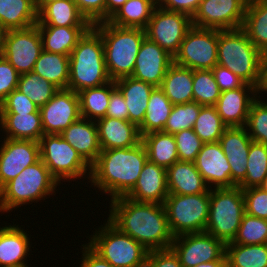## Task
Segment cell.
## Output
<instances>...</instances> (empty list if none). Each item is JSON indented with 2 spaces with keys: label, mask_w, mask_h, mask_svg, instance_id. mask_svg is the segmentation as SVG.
<instances>
[{
  "label": "cell",
  "mask_w": 267,
  "mask_h": 267,
  "mask_svg": "<svg viewBox=\"0 0 267 267\" xmlns=\"http://www.w3.org/2000/svg\"><path fill=\"white\" fill-rule=\"evenodd\" d=\"M218 65L229 69L243 81L259 87L266 57L240 28L219 30Z\"/></svg>",
  "instance_id": "5b68a950"
},
{
  "label": "cell",
  "mask_w": 267,
  "mask_h": 267,
  "mask_svg": "<svg viewBox=\"0 0 267 267\" xmlns=\"http://www.w3.org/2000/svg\"><path fill=\"white\" fill-rule=\"evenodd\" d=\"M195 267H227V261H212L207 263H201Z\"/></svg>",
  "instance_id": "94428289"
},
{
  "label": "cell",
  "mask_w": 267,
  "mask_h": 267,
  "mask_svg": "<svg viewBox=\"0 0 267 267\" xmlns=\"http://www.w3.org/2000/svg\"><path fill=\"white\" fill-rule=\"evenodd\" d=\"M227 267H267V244H226Z\"/></svg>",
  "instance_id": "f35d334b"
},
{
  "label": "cell",
  "mask_w": 267,
  "mask_h": 267,
  "mask_svg": "<svg viewBox=\"0 0 267 267\" xmlns=\"http://www.w3.org/2000/svg\"><path fill=\"white\" fill-rule=\"evenodd\" d=\"M168 195L166 169L147 160L136 184L125 197L137 202L164 204Z\"/></svg>",
  "instance_id": "7402d4cb"
},
{
  "label": "cell",
  "mask_w": 267,
  "mask_h": 267,
  "mask_svg": "<svg viewBox=\"0 0 267 267\" xmlns=\"http://www.w3.org/2000/svg\"><path fill=\"white\" fill-rule=\"evenodd\" d=\"M0 130L4 138L39 142L44 135L40 112L0 114Z\"/></svg>",
  "instance_id": "f1b7e54d"
},
{
  "label": "cell",
  "mask_w": 267,
  "mask_h": 267,
  "mask_svg": "<svg viewBox=\"0 0 267 267\" xmlns=\"http://www.w3.org/2000/svg\"><path fill=\"white\" fill-rule=\"evenodd\" d=\"M173 104L160 87H155L150 94L148 107L142 124L138 127L140 136L150 132L163 131Z\"/></svg>",
  "instance_id": "74e56055"
},
{
  "label": "cell",
  "mask_w": 267,
  "mask_h": 267,
  "mask_svg": "<svg viewBox=\"0 0 267 267\" xmlns=\"http://www.w3.org/2000/svg\"><path fill=\"white\" fill-rule=\"evenodd\" d=\"M235 244L259 245L267 244V219L244 214L234 240Z\"/></svg>",
  "instance_id": "ee69618b"
},
{
  "label": "cell",
  "mask_w": 267,
  "mask_h": 267,
  "mask_svg": "<svg viewBox=\"0 0 267 267\" xmlns=\"http://www.w3.org/2000/svg\"><path fill=\"white\" fill-rule=\"evenodd\" d=\"M89 28L38 26L43 50L68 56Z\"/></svg>",
  "instance_id": "1f68e13d"
},
{
  "label": "cell",
  "mask_w": 267,
  "mask_h": 267,
  "mask_svg": "<svg viewBox=\"0 0 267 267\" xmlns=\"http://www.w3.org/2000/svg\"><path fill=\"white\" fill-rule=\"evenodd\" d=\"M37 21L35 0H0V26L6 31L29 28Z\"/></svg>",
  "instance_id": "4dcf8cb0"
},
{
  "label": "cell",
  "mask_w": 267,
  "mask_h": 267,
  "mask_svg": "<svg viewBox=\"0 0 267 267\" xmlns=\"http://www.w3.org/2000/svg\"><path fill=\"white\" fill-rule=\"evenodd\" d=\"M200 2L201 0H157V6L168 11L183 12L192 17Z\"/></svg>",
  "instance_id": "9f6ffc18"
},
{
  "label": "cell",
  "mask_w": 267,
  "mask_h": 267,
  "mask_svg": "<svg viewBox=\"0 0 267 267\" xmlns=\"http://www.w3.org/2000/svg\"><path fill=\"white\" fill-rule=\"evenodd\" d=\"M114 82L125 99L128 120L139 127L145 118L149 97L155 87L133 77H124Z\"/></svg>",
  "instance_id": "83f0119b"
},
{
  "label": "cell",
  "mask_w": 267,
  "mask_h": 267,
  "mask_svg": "<svg viewBox=\"0 0 267 267\" xmlns=\"http://www.w3.org/2000/svg\"><path fill=\"white\" fill-rule=\"evenodd\" d=\"M93 234L88 245L114 267H145L148 250L131 236L121 232L108 219Z\"/></svg>",
  "instance_id": "52a82bcc"
},
{
  "label": "cell",
  "mask_w": 267,
  "mask_h": 267,
  "mask_svg": "<svg viewBox=\"0 0 267 267\" xmlns=\"http://www.w3.org/2000/svg\"><path fill=\"white\" fill-rule=\"evenodd\" d=\"M147 160L141 141L130 148L102 149L91 165L87 182L110 196V201L124 197L133 189Z\"/></svg>",
  "instance_id": "7a4b0ae2"
},
{
  "label": "cell",
  "mask_w": 267,
  "mask_h": 267,
  "mask_svg": "<svg viewBox=\"0 0 267 267\" xmlns=\"http://www.w3.org/2000/svg\"><path fill=\"white\" fill-rule=\"evenodd\" d=\"M57 186H60L59 182L40 159L0 189V212L4 215L25 204H35L50 198V195L55 196Z\"/></svg>",
  "instance_id": "8992f818"
},
{
  "label": "cell",
  "mask_w": 267,
  "mask_h": 267,
  "mask_svg": "<svg viewBox=\"0 0 267 267\" xmlns=\"http://www.w3.org/2000/svg\"><path fill=\"white\" fill-rule=\"evenodd\" d=\"M169 194L193 195L210 188L194 162L177 161L166 169Z\"/></svg>",
  "instance_id": "484cf974"
},
{
  "label": "cell",
  "mask_w": 267,
  "mask_h": 267,
  "mask_svg": "<svg viewBox=\"0 0 267 267\" xmlns=\"http://www.w3.org/2000/svg\"><path fill=\"white\" fill-rule=\"evenodd\" d=\"M105 117L128 120L127 105L122 93L117 87L111 92Z\"/></svg>",
  "instance_id": "11a10c76"
},
{
  "label": "cell",
  "mask_w": 267,
  "mask_h": 267,
  "mask_svg": "<svg viewBox=\"0 0 267 267\" xmlns=\"http://www.w3.org/2000/svg\"><path fill=\"white\" fill-rule=\"evenodd\" d=\"M116 88L110 81L96 88H88L78 92L81 117L91 121L104 118L108 109L111 92Z\"/></svg>",
  "instance_id": "8d00e7d4"
},
{
  "label": "cell",
  "mask_w": 267,
  "mask_h": 267,
  "mask_svg": "<svg viewBox=\"0 0 267 267\" xmlns=\"http://www.w3.org/2000/svg\"><path fill=\"white\" fill-rule=\"evenodd\" d=\"M245 127H228L220 137V144L230 164L232 182L238 186L246 176L251 142Z\"/></svg>",
  "instance_id": "44dd1931"
},
{
  "label": "cell",
  "mask_w": 267,
  "mask_h": 267,
  "mask_svg": "<svg viewBox=\"0 0 267 267\" xmlns=\"http://www.w3.org/2000/svg\"><path fill=\"white\" fill-rule=\"evenodd\" d=\"M127 0H106L105 21H107Z\"/></svg>",
  "instance_id": "680465c9"
},
{
  "label": "cell",
  "mask_w": 267,
  "mask_h": 267,
  "mask_svg": "<svg viewBox=\"0 0 267 267\" xmlns=\"http://www.w3.org/2000/svg\"><path fill=\"white\" fill-rule=\"evenodd\" d=\"M265 99L257 97L253 101L245 128L253 141L267 145V99Z\"/></svg>",
  "instance_id": "bcb514c9"
},
{
  "label": "cell",
  "mask_w": 267,
  "mask_h": 267,
  "mask_svg": "<svg viewBox=\"0 0 267 267\" xmlns=\"http://www.w3.org/2000/svg\"><path fill=\"white\" fill-rule=\"evenodd\" d=\"M17 90L26 95L40 108L44 106L59 89L48 80L31 71L20 75Z\"/></svg>",
  "instance_id": "ab89813d"
},
{
  "label": "cell",
  "mask_w": 267,
  "mask_h": 267,
  "mask_svg": "<svg viewBox=\"0 0 267 267\" xmlns=\"http://www.w3.org/2000/svg\"><path fill=\"white\" fill-rule=\"evenodd\" d=\"M54 1H57V0H35L37 11H39L45 4H48Z\"/></svg>",
  "instance_id": "be15d7a7"
},
{
  "label": "cell",
  "mask_w": 267,
  "mask_h": 267,
  "mask_svg": "<svg viewBox=\"0 0 267 267\" xmlns=\"http://www.w3.org/2000/svg\"><path fill=\"white\" fill-rule=\"evenodd\" d=\"M244 214L245 201L241 187L212 188L205 232L225 244L230 243L238 233Z\"/></svg>",
  "instance_id": "ba28073f"
},
{
  "label": "cell",
  "mask_w": 267,
  "mask_h": 267,
  "mask_svg": "<svg viewBox=\"0 0 267 267\" xmlns=\"http://www.w3.org/2000/svg\"><path fill=\"white\" fill-rule=\"evenodd\" d=\"M241 29L267 56V0H248Z\"/></svg>",
  "instance_id": "d6a6232c"
},
{
  "label": "cell",
  "mask_w": 267,
  "mask_h": 267,
  "mask_svg": "<svg viewBox=\"0 0 267 267\" xmlns=\"http://www.w3.org/2000/svg\"><path fill=\"white\" fill-rule=\"evenodd\" d=\"M145 267H183L178 255L170 247L148 252Z\"/></svg>",
  "instance_id": "816d5d0a"
},
{
  "label": "cell",
  "mask_w": 267,
  "mask_h": 267,
  "mask_svg": "<svg viewBox=\"0 0 267 267\" xmlns=\"http://www.w3.org/2000/svg\"><path fill=\"white\" fill-rule=\"evenodd\" d=\"M39 144L42 162L60 185L66 180H89L91 166L60 134H44Z\"/></svg>",
  "instance_id": "9c48e42d"
},
{
  "label": "cell",
  "mask_w": 267,
  "mask_h": 267,
  "mask_svg": "<svg viewBox=\"0 0 267 267\" xmlns=\"http://www.w3.org/2000/svg\"><path fill=\"white\" fill-rule=\"evenodd\" d=\"M220 95L212 70H193V102L215 106Z\"/></svg>",
  "instance_id": "7bdbcfd3"
},
{
  "label": "cell",
  "mask_w": 267,
  "mask_h": 267,
  "mask_svg": "<svg viewBox=\"0 0 267 267\" xmlns=\"http://www.w3.org/2000/svg\"><path fill=\"white\" fill-rule=\"evenodd\" d=\"M248 0H201L191 17L200 28L235 30L242 27Z\"/></svg>",
  "instance_id": "5bb4252c"
},
{
  "label": "cell",
  "mask_w": 267,
  "mask_h": 267,
  "mask_svg": "<svg viewBox=\"0 0 267 267\" xmlns=\"http://www.w3.org/2000/svg\"><path fill=\"white\" fill-rule=\"evenodd\" d=\"M219 30L192 26L173 62L192 70H212L218 64Z\"/></svg>",
  "instance_id": "8fae6325"
},
{
  "label": "cell",
  "mask_w": 267,
  "mask_h": 267,
  "mask_svg": "<svg viewBox=\"0 0 267 267\" xmlns=\"http://www.w3.org/2000/svg\"><path fill=\"white\" fill-rule=\"evenodd\" d=\"M79 11L93 25L105 21L106 0H74Z\"/></svg>",
  "instance_id": "f5cc1de1"
},
{
  "label": "cell",
  "mask_w": 267,
  "mask_h": 267,
  "mask_svg": "<svg viewBox=\"0 0 267 267\" xmlns=\"http://www.w3.org/2000/svg\"><path fill=\"white\" fill-rule=\"evenodd\" d=\"M109 212L107 219L148 251L171 247L174 236L164 204L137 202L124 196L109 202Z\"/></svg>",
  "instance_id": "6da1fadb"
},
{
  "label": "cell",
  "mask_w": 267,
  "mask_h": 267,
  "mask_svg": "<svg viewBox=\"0 0 267 267\" xmlns=\"http://www.w3.org/2000/svg\"><path fill=\"white\" fill-rule=\"evenodd\" d=\"M172 235L205 232L210 209V189L201 194H169L164 202Z\"/></svg>",
  "instance_id": "30bf717a"
},
{
  "label": "cell",
  "mask_w": 267,
  "mask_h": 267,
  "mask_svg": "<svg viewBox=\"0 0 267 267\" xmlns=\"http://www.w3.org/2000/svg\"><path fill=\"white\" fill-rule=\"evenodd\" d=\"M179 161L195 162L204 142L192 128L174 134Z\"/></svg>",
  "instance_id": "7dc6e473"
},
{
  "label": "cell",
  "mask_w": 267,
  "mask_h": 267,
  "mask_svg": "<svg viewBox=\"0 0 267 267\" xmlns=\"http://www.w3.org/2000/svg\"><path fill=\"white\" fill-rule=\"evenodd\" d=\"M261 189L267 192V176L263 180L262 184L259 186Z\"/></svg>",
  "instance_id": "e7e4bbea"
},
{
  "label": "cell",
  "mask_w": 267,
  "mask_h": 267,
  "mask_svg": "<svg viewBox=\"0 0 267 267\" xmlns=\"http://www.w3.org/2000/svg\"><path fill=\"white\" fill-rule=\"evenodd\" d=\"M96 124L101 149L130 148L141 141L138 127L129 120L104 117Z\"/></svg>",
  "instance_id": "d4e9b609"
},
{
  "label": "cell",
  "mask_w": 267,
  "mask_h": 267,
  "mask_svg": "<svg viewBox=\"0 0 267 267\" xmlns=\"http://www.w3.org/2000/svg\"><path fill=\"white\" fill-rule=\"evenodd\" d=\"M33 72L58 89H67L70 73L69 56L42 50Z\"/></svg>",
  "instance_id": "d590c367"
},
{
  "label": "cell",
  "mask_w": 267,
  "mask_h": 267,
  "mask_svg": "<svg viewBox=\"0 0 267 267\" xmlns=\"http://www.w3.org/2000/svg\"><path fill=\"white\" fill-rule=\"evenodd\" d=\"M201 107L197 102L174 104L163 132L174 135L182 130L193 128Z\"/></svg>",
  "instance_id": "f6af8a7d"
},
{
  "label": "cell",
  "mask_w": 267,
  "mask_h": 267,
  "mask_svg": "<svg viewBox=\"0 0 267 267\" xmlns=\"http://www.w3.org/2000/svg\"><path fill=\"white\" fill-rule=\"evenodd\" d=\"M258 91V97H264L263 94H267V56L264 58L263 64H262V73H261V81L259 84V87L257 88ZM265 92V93H262ZM262 96H261V95Z\"/></svg>",
  "instance_id": "91938a15"
},
{
  "label": "cell",
  "mask_w": 267,
  "mask_h": 267,
  "mask_svg": "<svg viewBox=\"0 0 267 267\" xmlns=\"http://www.w3.org/2000/svg\"><path fill=\"white\" fill-rule=\"evenodd\" d=\"M194 163L210 189L236 187L231 179L230 164L219 141L204 143Z\"/></svg>",
  "instance_id": "d6986e66"
},
{
  "label": "cell",
  "mask_w": 267,
  "mask_h": 267,
  "mask_svg": "<svg viewBox=\"0 0 267 267\" xmlns=\"http://www.w3.org/2000/svg\"><path fill=\"white\" fill-rule=\"evenodd\" d=\"M173 56L147 37L142 41L131 77L160 87Z\"/></svg>",
  "instance_id": "ac0fdd59"
},
{
  "label": "cell",
  "mask_w": 267,
  "mask_h": 267,
  "mask_svg": "<svg viewBox=\"0 0 267 267\" xmlns=\"http://www.w3.org/2000/svg\"><path fill=\"white\" fill-rule=\"evenodd\" d=\"M192 26V19L188 14L168 11L157 6L145 28V33L149 40L174 57Z\"/></svg>",
  "instance_id": "7c38bea8"
},
{
  "label": "cell",
  "mask_w": 267,
  "mask_h": 267,
  "mask_svg": "<svg viewBox=\"0 0 267 267\" xmlns=\"http://www.w3.org/2000/svg\"><path fill=\"white\" fill-rule=\"evenodd\" d=\"M212 72L221 92L241 88L246 84L239 76L218 64L212 69Z\"/></svg>",
  "instance_id": "db71d44e"
},
{
  "label": "cell",
  "mask_w": 267,
  "mask_h": 267,
  "mask_svg": "<svg viewBox=\"0 0 267 267\" xmlns=\"http://www.w3.org/2000/svg\"><path fill=\"white\" fill-rule=\"evenodd\" d=\"M40 112L39 108L19 90H13L1 103L0 114Z\"/></svg>",
  "instance_id": "681fc988"
},
{
  "label": "cell",
  "mask_w": 267,
  "mask_h": 267,
  "mask_svg": "<svg viewBox=\"0 0 267 267\" xmlns=\"http://www.w3.org/2000/svg\"><path fill=\"white\" fill-rule=\"evenodd\" d=\"M157 7V0H127L107 21L119 27L145 29Z\"/></svg>",
  "instance_id": "e575fe53"
},
{
  "label": "cell",
  "mask_w": 267,
  "mask_h": 267,
  "mask_svg": "<svg viewBox=\"0 0 267 267\" xmlns=\"http://www.w3.org/2000/svg\"><path fill=\"white\" fill-rule=\"evenodd\" d=\"M69 64L67 89L76 93L112 81L106 68L102 37L93 26L80 38L69 55Z\"/></svg>",
  "instance_id": "3957f363"
},
{
  "label": "cell",
  "mask_w": 267,
  "mask_h": 267,
  "mask_svg": "<svg viewBox=\"0 0 267 267\" xmlns=\"http://www.w3.org/2000/svg\"><path fill=\"white\" fill-rule=\"evenodd\" d=\"M257 97V87L246 83L241 88L221 92L215 107L228 127H245L251 104Z\"/></svg>",
  "instance_id": "ffe728a7"
},
{
  "label": "cell",
  "mask_w": 267,
  "mask_h": 267,
  "mask_svg": "<svg viewBox=\"0 0 267 267\" xmlns=\"http://www.w3.org/2000/svg\"><path fill=\"white\" fill-rule=\"evenodd\" d=\"M42 50V40L37 25L6 32L3 57L20 75L33 71Z\"/></svg>",
  "instance_id": "9a60e30c"
},
{
  "label": "cell",
  "mask_w": 267,
  "mask_h": 267,
  "mask_svg": "<svg viewBox=\"0 0 267 267\" xmlns=\"http://www.w3.org/2000/svg\"><path fill=\"white\" fill-rule=\"evenodd\" d=\"M92 26L102 37L106 68L111 80L131 77L140 45L146 37L145 29L119 27L108 21Z\"/></svg>",
  "instance_id": "277c9868"
},
{
  "label": "cell",
  "mask_w": 267,
  "mask_h": 267,
  "mask_svg": "<svg viewBox=\"0 0 267 267\" xmlns=\"http://www.w3.org/2000/svg\"><path fill=\"white\" fill-rule=\"evenodd\" d=\"M171 248L178 255L183 267L226 260V244L206 233H187L175 236Z\"/></svg>",
  "instance_id": "4fadbf2b"
},
{
  "label": "cell",
  "mask_w": 267,
  "mask_h": 267,
  "mask_svg": "<svg viewBox=\"0 0 267 267\" xmlns=\"http://www.w3.org/2000/svg\"><path fill=\"white\" fill-rule=\"evenodd\" d=\"M6 30L0 26V57H3L4 53V40L6 35Z\"/></svg>",
  "instance_id": "6125c7cd"
},
{
  "label": "cell",
  "mask_w": 267,
  "mask_h": 267,
  "mask_svg": "<svg viewBox=\"0 0 267 267\" xmlns=\"http://www.w3.org/2000/svg\"><path fill=\"white\" fill-rule=\"evenodd\" d=\"M82 257L80 258L81 264L79 267H114L108 261L103 259L99 254H97L88 244L87 242L81 245Z\"/></svg>",
  "instance_id": "6f0895ef"
},
{
  "label": "cell",
  "mask_w": 267,
  "mask_h": 267,
  "mask_svg": "<svg viewBox=\"0 0 267 267\" xmlns=\"http://www.w3.org/2000/svg\"><path fill=\"white\" fill-rule=\"evenodd\" d=\"M227 128L215 106H202L192 129L204 143H210L219 141Z\"/></svg>",
  "instance_id": "b9f144b4"
},
{
  "label": "cell",
  "mask_w": 267,
  "mask_h": 267,
  "mask_svg": "<svg viewBox=\"0 0 267 267\" xmlns=\"http://www.w3.org/2000/svg\"><path fill=\"white\" fill-rule=\"evenodd\" d=\"M19 77L16 69L4 57H0V103L17 89Z\"/></svg>",
  "instance_id": "f907efd6"
},
{
  "label": "cell",
  "mask_w": 267,
  "mask_h": 267,
  "mask_svg": "<svg viewBox=\"0 0 267 267\" xmlns=\"http://www.w3.org/2000/svg\"><path fill=\"white\" fill-rule=\"evenodd\" d=\"M0 226V267H29L31 236L19 225ZM31 243V244H30Z\"/></svg>",
  "instance_id": "603a6c76"
},
{
  "label": "cell",
  "mask_w": 267,
  "mask_h": 267,
  "mask_svg": "<svg viewBox=\"0 0 267 267\" xmlns=\"http://www.w3.org/2000/svg\"><path fill=\"white\" fill-rule=\"evenodd\" d=\"M148 161L167 169L179 161L174 135L163 131H155L141 136Z\"/></svg>",
  "instance_id": "836d02e7"
},
{
  "label": "cell",
  "mask_w": 267,
  "mask_h": 267,
  "mask_svg": "<svg viewBox=\"0 0 267 267\" xmlns=\"http://www.w3.org/2000/svg\"><path fill=\"white\" fill-rule=\"evenodd\" d=\"M245 201V213L267 219V192L260 187L242 189Z\"/></svg>",
  "instance_id": "c3c4849f"
},
{
  "label": "cell",
  "mask_w": 267,
  "mask_h": 267,
  "mask_svg": "<svg viewBox=\"0 0 267 267\" xmlns=\"http://www.w3.org/2000/svg\"><path fill=\"white\" fill-rule=\"evenodd\" d=\"M267 176V145L252 141L248 153L245 179L238 185L242 189L259 187Z\"/></svg>",
  "instance_id": "60d3db41"
},
{
  "label": "cell",
  "mask_w": 267,
  "mask_h": 267,
  "mask_svg": "<svg viewBox=\"0 0 267 267\" xmlns=\"http://www.w3.org/2000/svg\"><path fill=\"white\" fill-rule=\"evenodd\" d=\"M160 88L173 105L193 102V70L173 62Z\"/></svg>",
  "instance_id": "f546056e"
},
{
  "label": "cell",
  "mask_w": 267,
  "mask_h": 267,
  "mask_svg": "<svg viewBox=\"0 0 267 267\" xmlns=\"http://www.w3.org/2000/svg\"><path fill=\"white\" fill-rule=\"evenodd\" d=\"M37 26L91 27L74 0H57L38 11Z\"/></svg>",
  "instance_id": "4316f807"
},
{
  "label": "cell",
  "mask_w": 267,
  "mask_h": 267,
  "mask_svg": "<svg viewBox=\"0 0 267 267\" xmlns=\"http://www.w3.org/2000/svg\"><path fill=\"white\" fill-rule=\"evenodd\" d=\"M63 137L91 166L101 152L96 121L80 117L61 134Z\"/></svg>",
  "instance_id": "cb8c5ba5"
},
{
  "label": "cell",
  "mask_w": 267,
  "mask_h": 267,
  "mask_svg": "<svg viewBox=\"0 0 267 267\" xmlns=\"http://www.w3.org/2000/svg\"><path fill=\"white\" fill-rule=\"evenodd\" d=\"M39 111L44 134H61L81 117L78 94L59 89Z\"/></svg>",
  "instance_id": "2e32d148"
},
{
  "label": "cell",
  "mask_w": 267,
  "mask_h": 267,
  "mask_svg": "<svg viewBox=\"0 0 267 267\" xmlns=\"http://www.w3.org/2000/svg\"><path fill=\"white\" fill-rule=\"evenodd\" d=\"M0 145V189L20 174L27 166L38 162L40 144L32 140H15L2 137Z\"/></svg>",
  "instance_id": "e0dca14e"
}]
</instances>
